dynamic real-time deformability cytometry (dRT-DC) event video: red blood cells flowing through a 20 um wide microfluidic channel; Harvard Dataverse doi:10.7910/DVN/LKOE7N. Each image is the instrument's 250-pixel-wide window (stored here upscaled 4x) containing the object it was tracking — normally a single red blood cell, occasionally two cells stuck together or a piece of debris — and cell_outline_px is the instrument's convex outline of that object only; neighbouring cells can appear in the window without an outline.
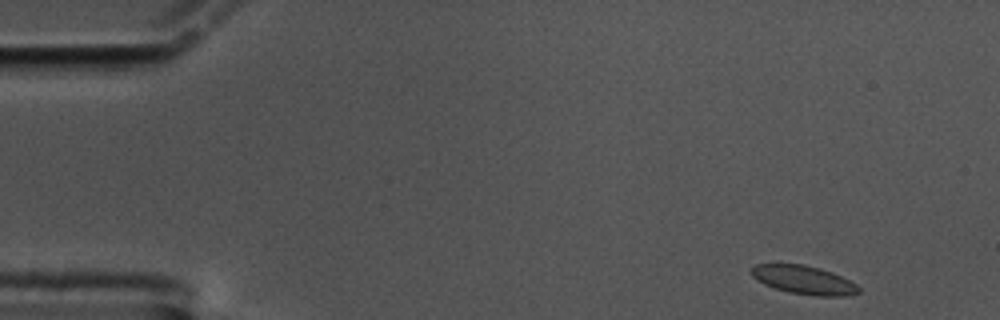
{"species": "common noctule bat (a hibernating species)", "species_latin": "Nyctalus noctula", "temperature_condition": "cold", "stored_images_in_passage": 18, "camera_frame_rate_fps": 3000, "um_per_image_px": 0.085, "animal": {"sex": "male", "body_mass_g": 17.5, "forearm_length_mm": 52.3}, "frame": {"image": 1, "passage_image": 1, "time_ms": 0.0, "image_size_px": [1000, 320], "cell_outline_px": [[860, 292], [848, 296], [816, 296], [788, 292], [764, 284], [752, 276], [752, 268], [756, 264], [804, 264], [820, 268], [832, 272], [856, 284], [860, 288]], "centroid_in_image_um": [68.35, 23.8], "position_along_channel_um": 16.6, "area_um2": 17.74}}
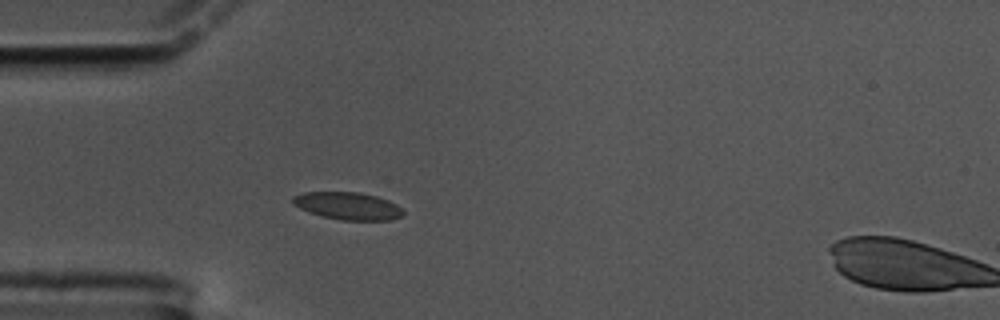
{"frame": {"image": 2, "passage_image": 13, "time_ms": 4.0, "image_size_px": [1000, 320], "cell_outline_px": [[404, 216], [388, 220], [344, 220], [324, 216], [308, 212], [292, 204], [292, 196], [304, 192], [360, 192], [376, 196], [388, 200], [396, 204], [404, 212]], "centroid_in_image_um": [29.56, 17.49], "position_along_channel_um": 55.4, "area_um2": 17.63}}